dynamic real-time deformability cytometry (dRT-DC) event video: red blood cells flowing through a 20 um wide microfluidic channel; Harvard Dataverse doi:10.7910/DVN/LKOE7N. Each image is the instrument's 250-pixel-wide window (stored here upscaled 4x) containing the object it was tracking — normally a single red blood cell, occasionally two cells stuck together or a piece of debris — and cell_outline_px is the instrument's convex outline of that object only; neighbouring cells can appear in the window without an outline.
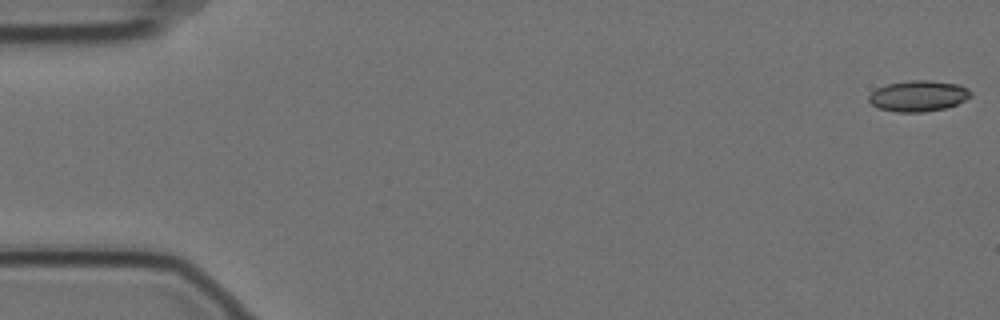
{"species": "Egyptian fruit bat (a non-hibernating species)", "species_latin": "Rousettus aegyptiacus", "temperature_condition": "cold", "stored_images_in_passage": 58, "camera_frame_rate_fps": 3000, "um_per_image_px": 0.085, "animal": {"sex": "female"}, "frame": {"image": 1, "passage_image": 1, "time_ms": 0.0, "image_size_px": [1000, 320], "cell_outline_px": [[972, 96], [956, 104], [944, 108], [924, 112], [896, 112], [880, 108], [872, 104], [868, 100], [868, 96], [876, 88], [888, 84], [908, 80], [928, 80], [960, 84], [968, 88], [972, 92]], "centroid_in_image_um": [78.07, 8.14], "position_along_channel_um": 6.9, "area_um2": 18.38}}
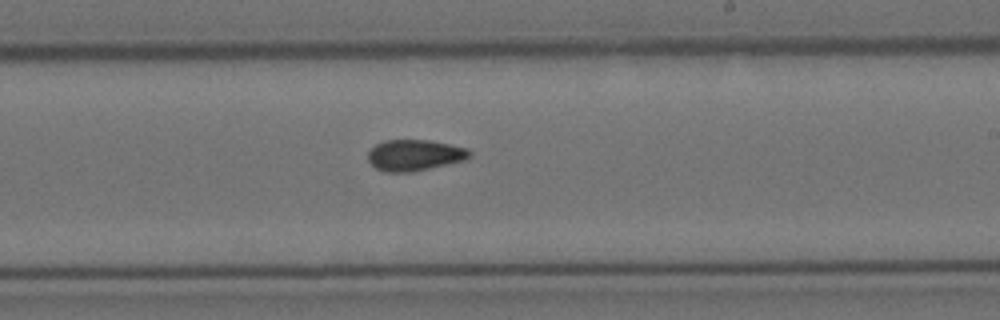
{"frame": {"image": 2, "passage_image": 34, "time_ms": 11.0, "image_size_px": [1000, 320], "cell_outline_px": [[472, 156], [464, 160], [412, 172], [384, 172], [376, 168], [368, 160], [368, 152], [376, 144], [384, 140], [428, 140], [468, 148], [472, 152]], "centroid_in_image_um": [35.24, 13.19], "position_along_channel_um": 253.8, "area_um2": 18.38}}
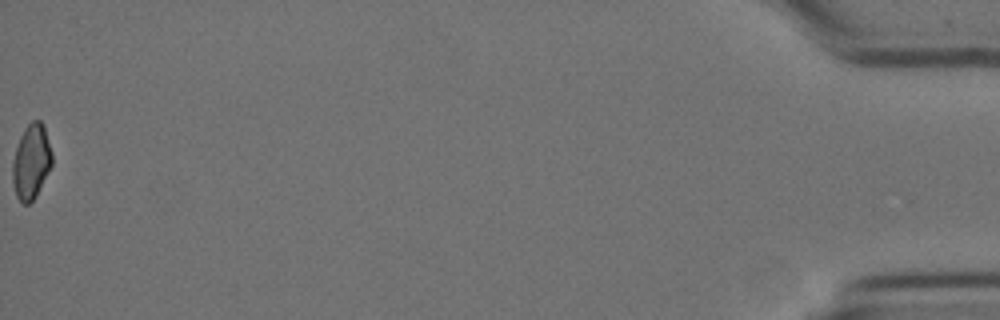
{"frame": {"image": 3, "passage_image": 58, "time_ms": 19.0, "image_size_px": [1000, 320], "cell_outline_px": [[52, 164], [36, 196], [28, 204], [24, 204], [16, 196], [12, 180], [12, 164], [16, 148], [20, 136], [24, 128], [32, 120], [40, 120], [44, 124], [52, 152]], "centroid_in_image_um": [2.66, 13.71], "position_along_channel_um": 432.5, "area_um2": 17.22}, "authors_computed_cell_mechanics": {"area_um2": 18.3804, "velocity_mm_per_s": 3.51, "shape_relaxation_time_tau1_ms": null, "shape_relaxation_time_tau2_ms": 4.2064, "deformation_change_tau1": null, "deformation_change_tau2": 0.0851}}